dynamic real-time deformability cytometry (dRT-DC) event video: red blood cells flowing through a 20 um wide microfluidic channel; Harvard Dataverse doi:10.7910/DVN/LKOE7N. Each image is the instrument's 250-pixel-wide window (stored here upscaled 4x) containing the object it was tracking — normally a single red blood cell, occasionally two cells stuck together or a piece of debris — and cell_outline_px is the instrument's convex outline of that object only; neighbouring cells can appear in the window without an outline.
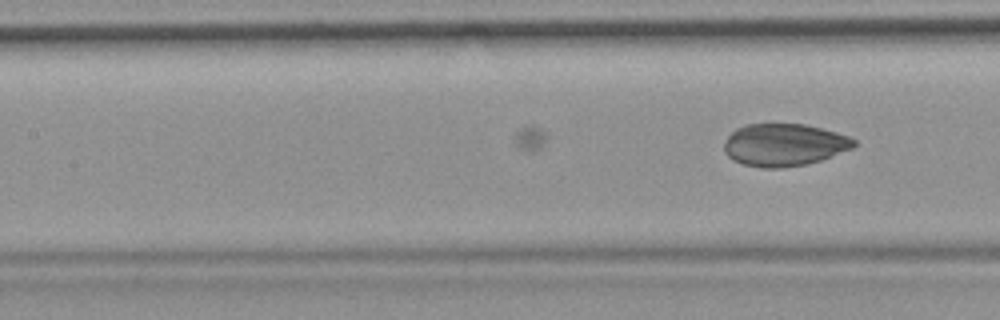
{"species": "common noctule bat (a hibernating species)", "species_latin": "Nyctalus noctula", "temperature_condition": "room temperature", "stored_images_in_passage": 12, "camera_frame_rate_fps": 3000, "um_per_image_px": 0.085, "animal": {"sex": "female", "body_mass_g": 19.9}, "frame": {"image": 1, "passage_image": 12, "time_ms": 3.667, "image_size_px": [1000, 320], "cell_outline_px": [[856, 144], [852, 148], [832, 156], [820, 160], [804, 164], [780, 168], [760, 168], [744, 164], [732, 160], [724, 152], [724, 140], [736, 128], [748, 124], [804, 124], [836, 132], [848, 136], [856, 140]], "centroid_in_image_um": [66.62, 12.31], "position_along_channel_um": 140.8, "area_um2": 32.02}}